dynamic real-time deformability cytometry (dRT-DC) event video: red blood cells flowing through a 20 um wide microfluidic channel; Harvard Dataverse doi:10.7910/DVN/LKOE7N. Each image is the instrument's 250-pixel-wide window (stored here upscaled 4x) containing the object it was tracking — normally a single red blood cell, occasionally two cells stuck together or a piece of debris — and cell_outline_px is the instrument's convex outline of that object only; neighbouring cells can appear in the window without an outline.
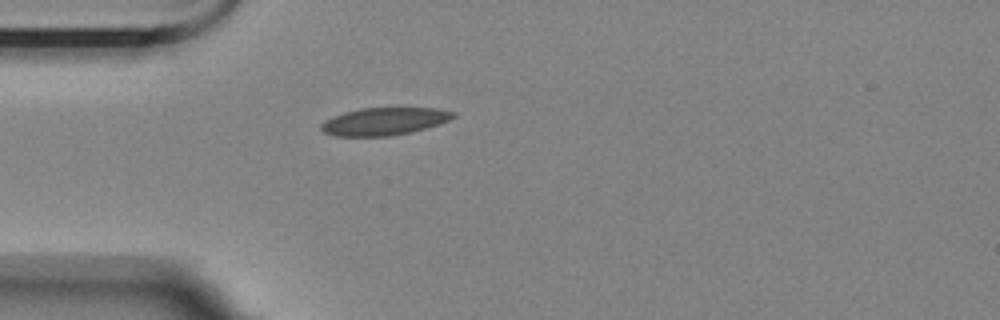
{"species": "Egyptian fruit bat (a non-hibernating species)", "species_latin": "Rousettus aegyptiacus", "temperature_condition": "room temperature", "stored_images_in_passage": 43, "camera_frame_rate_fps": 3000, "um_per_image_px": 0.085, "animal": {"sex": "female"}, "frame": {"image": 1, "passage_image": 1, "time_ms": 0.0, "image_size_px": [1000, 320], "cell_outline_px": [[456, 116], [448, 120], [412, 132], [392, 136], [336, 136], [324, 132], [320, 128], [320, 124], [324, 120], [332, 116], [344, 112], [360, 108], [436, 108], [456, 112]], "centroid_in_image_um": [32.62, 10.31], "position_along_channel_um": 52.4, "area_um2": 21.21}}
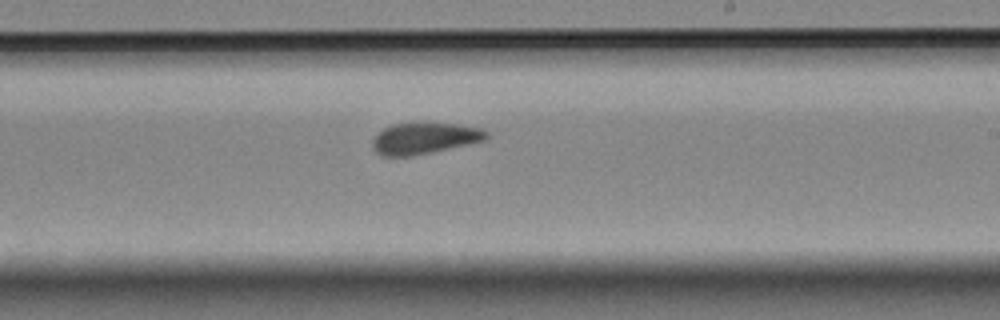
{"frame": {"image": 2, "passage_image": 19, "time_ms": 6.0, "image_size_px": [1000, 320], "cell_outline_px": [[488, 140], [412, 156], [380, 156], [372, 148], [372, 140], [384, 128], [392, 124], [420, 120], [456, 124], [484, 128], [488, 132]], "centroid_in_image_um": [36.1, 11.71], "position_along_channel_um": 252.9, "area_um2": 21.56}}
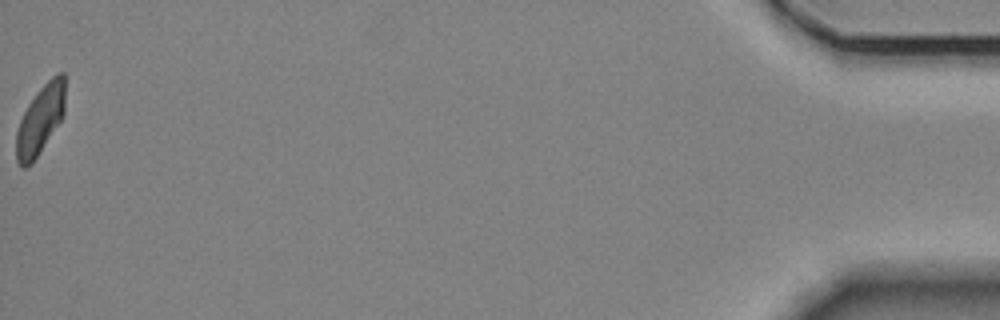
{"frame": {"image": 3, "passage_image": 43, "time_ms": 14.0, "image_size_px": [1000, 320], "cell_outline_px": [[64, 116], [32, 164], [24, 168], [20, 168], [16, 160], [16, 132], [20, 120], [28, 104], [40, 88], [56, 72], [64, 72]], "centroid_in_image_um": [3.41, 10.21], "position_along_channel_um": 431.8, "area_um2": 19.71}, "authors_computed_cell_mechanics": {"area_um2": 21.0392, "velocity_mm_per_s": 3.4564, "shape_relaxation_time_tau1_ms": 8.2775, "shape_relaxation_time_tau2_ms": 2.6557, "deformation_change_tau1": 0.1573, "deformation_change_tau2": 0.0579}}